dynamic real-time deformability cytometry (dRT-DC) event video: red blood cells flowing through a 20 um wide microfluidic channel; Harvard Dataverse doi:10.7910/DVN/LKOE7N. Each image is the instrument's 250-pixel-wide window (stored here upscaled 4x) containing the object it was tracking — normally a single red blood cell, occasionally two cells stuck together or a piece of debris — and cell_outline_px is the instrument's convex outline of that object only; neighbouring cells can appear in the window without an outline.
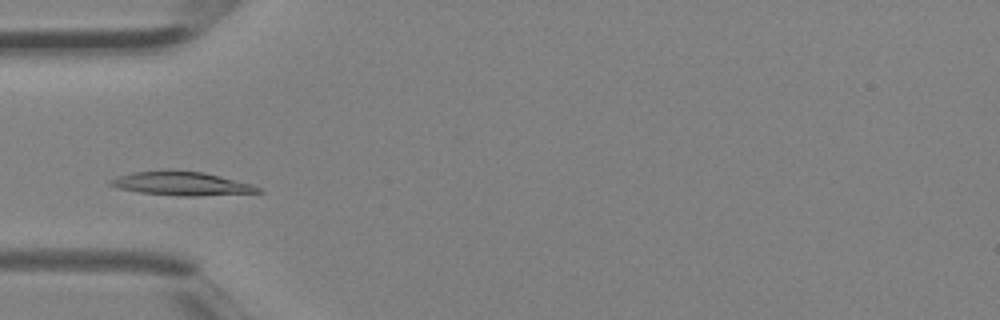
{"species": "Egyptian fruit bat (a non-hibernating species)", "species_latin": "Rousettus aegyptiacus", "temperature_condition": "room temperature", "stored_images_in_passage": 4, "camera_frame_rate_fps": 3000, "um_per_image_px": 0.085, "animal": {"sex": "female"}, "frame": {"image": 1, "passage_image": 4, "time_ms": 1.0, "image_size_px": [1000, 320], "cell_outline_px": [[264, 192], [200, 196], [184, 196], [140, 192], [120, 188], [108, 184], [108, 180], [116, 176], [132, 172], [168, 168], [204, 172], [252, 184], [264, 188]], "centroid_in_image_um": [15.44, 15.57], "position_along_channel_um": 69.6, "area_um2": 20.92}}